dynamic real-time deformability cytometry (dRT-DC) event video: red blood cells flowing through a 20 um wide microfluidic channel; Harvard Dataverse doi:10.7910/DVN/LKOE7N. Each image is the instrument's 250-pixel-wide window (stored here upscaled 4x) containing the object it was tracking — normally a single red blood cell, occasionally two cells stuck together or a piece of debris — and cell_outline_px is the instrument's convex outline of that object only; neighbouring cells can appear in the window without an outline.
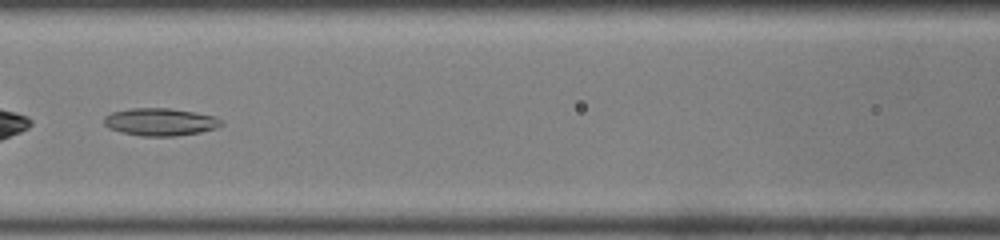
{"species": "common noctule bat (a hibernating species)", "species_latin": "Nyctalus noctula", "temperature_condition": "room temperature", "stored_images_in_passage": 48, "camera_frame_rate_fps": 3000, "um_per_image_px": 0.085, "animal": {"sex": "male", "body_mass_g": 19.0, "forearm_length_mm": 50.8}, "frame": {"image": 1, "passage_image": 22, "time_ms": 7.0, "image_size_px": [1000, 240], "cell_outline_px": [[224, 124], [216, 128], [200, 132], [176, 136], [140, 136], [120, 132], [108, 128], [104, 124], [104, 116], [112, 112], [132, 108], [168, 108], [192, 112], [212, 116], [220, 120]], "centroid_in_image_um": [13.57, 10.37], "position_along_channel_um": 153.0, "area_um2": 18.73}}
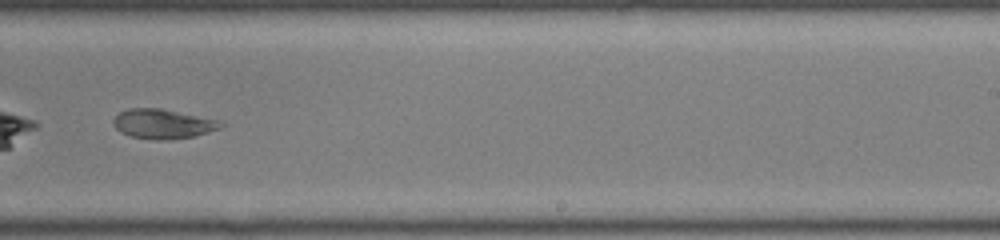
{"frame": {"image": 2, "passage_image": 31, "time_ms": 10.0, "image_size_px": [1000, 240], "cell_outline_px": [[224, 124], [220, 128], [208, 132], [192, 136], [160, 140], [132, 136], [120, 132], [112, 124], [112, 120], [120, 112], [128, 108], [160, 108], [220, 120]], "centroid_in_image_um": [13.83, 10.51], "position_along_channel_um": 275.2, "area_um2": 18.26}}
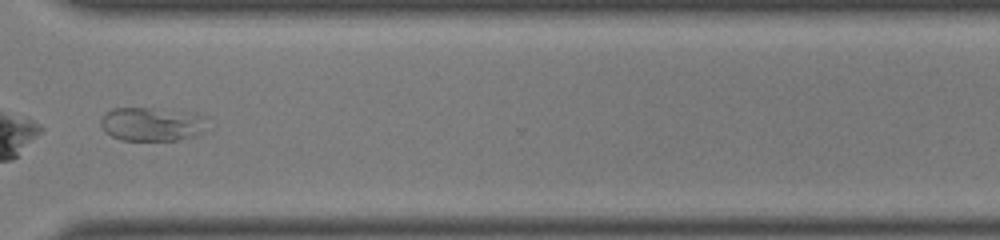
{"frame": {"image": 3, "passage_image": 37, "time_ms": 12.0, "image_size_px": [1000, 240], "cell_outline_px": [[208, 116], [204, 132], [196, 136], [180, 140], [120, 140], [104, 132], [100, 124], [100, 120], [104, 112], [112, 108], [152, 108], [196, 112]], "centroid_in_image_um": [12.95, 10.54], "position_along_channel_um": 357.6, "area_um2": 21.62}, "authors_computed_cell_mechanics": {"area_um2": 25.432, "velocity_mm_per_s": 4.0846, "shape_relaxation_time_tau1_ms": null, "shape_relaxation_time_tau2_ms": 1.8175, "deformation_change_tau1": null, "deformation_change_tau2": 0.0653}}